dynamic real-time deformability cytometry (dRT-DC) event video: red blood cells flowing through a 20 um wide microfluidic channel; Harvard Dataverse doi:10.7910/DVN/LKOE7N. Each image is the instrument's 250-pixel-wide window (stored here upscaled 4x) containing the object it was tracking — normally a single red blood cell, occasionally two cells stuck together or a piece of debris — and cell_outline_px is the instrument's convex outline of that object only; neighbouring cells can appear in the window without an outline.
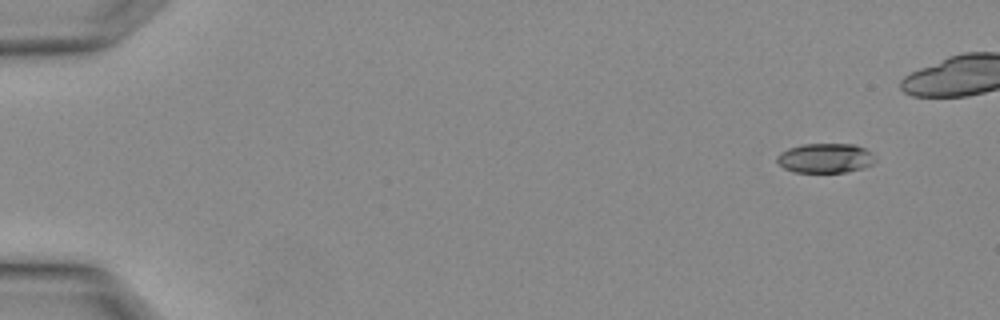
{"species": "Egyptian fruit bat (a non-hibernating species)", "species_latin": "Rousettus aegyptiacus", "temperature_condition": "warm", "stored_images_in_passage": 4, "camera_frame_rate_fps": 3000, "um_per_image_px": 0.085, "animal": {"sex": "female"}, "frame": {"image": 1, "passage_image": 1, "time_ms": 0.0, "image_size_px": [1000, 320], "cell_outline_px": [[876, 160], [872, 164], [864, 168], [844, 172], [792, 172], [784, 168], [776, 160], [776, 156], [780, 152], [788, 148], [804, 144], [852, 144], [864, 148], [872, 152], [876, 156]], "centroid_in_image_um": [70.16, 13.44], "position_along_channel_um": 14.8, "area_um2": 17.05}}